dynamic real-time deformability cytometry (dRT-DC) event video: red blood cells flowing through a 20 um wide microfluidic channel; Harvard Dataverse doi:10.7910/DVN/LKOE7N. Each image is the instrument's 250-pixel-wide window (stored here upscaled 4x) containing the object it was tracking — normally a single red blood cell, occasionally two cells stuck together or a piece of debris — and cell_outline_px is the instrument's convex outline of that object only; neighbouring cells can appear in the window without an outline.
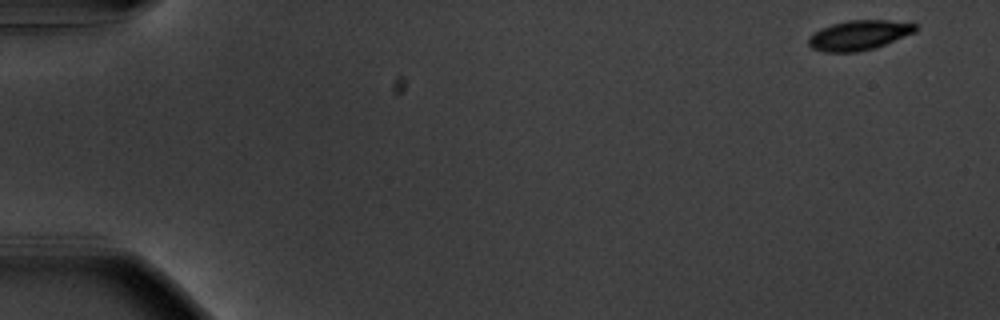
{"species": "common noctule bat (a hibernating species)", "species_latin": "Nyctalus noctula", "temperature_condition": "warm", "stored_images_in_passage": 54, "camera_frame_rate_fps": 3000, "um_per_image_px": 0.085, "animal": {"sex": "male", "body_mass_g": 20.1, "forearm_length_mm": 53.5}, "frame": {"image": 1, "passage_image": 1, "time_ms": 0.0, "image_size_px": [1000, 320], "cell_outline_px": [[920, 28], [916, 32], [884, 44], [872, 48], [856, 52], [824, 52], [812, 48], [808, 44], [808, 36], [820, 28], [832, 24], [848, 20], [912, 20]], "centroid_in_image_um": [73.07, 2.96], "position_along_channel_um": 11.9, "area_um2": 18.9}}
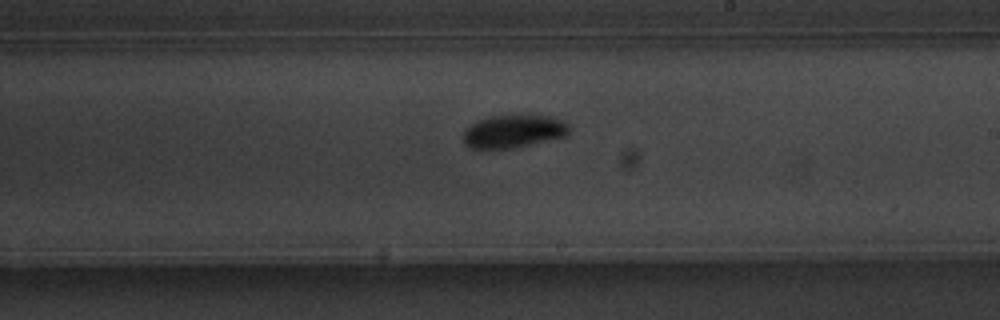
{"frame": {"image": 2, "passage_image": 32, "time_ms": 10.333, "image_size_px": [1000, 320], "cell_outline_px": [[572, 132], [568, 136], [516, 148], [484, 152], [480, 152], [468, 148], [464, 144], [464, 132], [476, 120], [488, 116], [548, 116], [564, 120], [572, 128]], "centroid_in_image_um": [43.64, 11.23], "position_along_channel_um": 245.4, "area_um2": 21.27}}
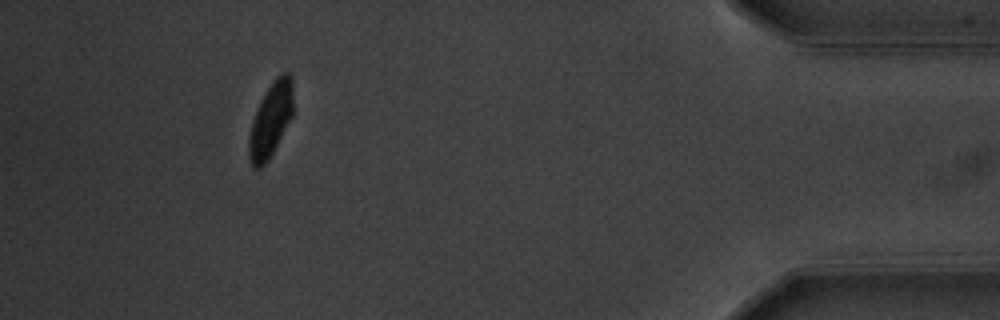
{"frame": {"image": 3, "passage_image": 50, "time_ms": 16.333, "image_size_px": [1000, 320], "cell_outline_px": [[292, 116], [268, 160], [260, 168], [252, 168], [248, 156], [248, 140], [252, 120], [260, 100], [264, 92], [276, 76], [280, 72], [288, 72], [292, 76]], "centroid_in_image_um": [22.99, 10.16], "position_along_channel_um": 412.2, "area_um2": 19.19}, "authors_computed_cell_mechanics": {"area_um2": 19.4497, "velocity_mm_per_s": 3.653, "shape_relaxation_time_tau1_ms": 1.6226, "shape_relaxation_time_tau2_ms": 3.9104, "deformation_change_tau1": 0.1315, "deformation_change_tau2": 0.0629}}